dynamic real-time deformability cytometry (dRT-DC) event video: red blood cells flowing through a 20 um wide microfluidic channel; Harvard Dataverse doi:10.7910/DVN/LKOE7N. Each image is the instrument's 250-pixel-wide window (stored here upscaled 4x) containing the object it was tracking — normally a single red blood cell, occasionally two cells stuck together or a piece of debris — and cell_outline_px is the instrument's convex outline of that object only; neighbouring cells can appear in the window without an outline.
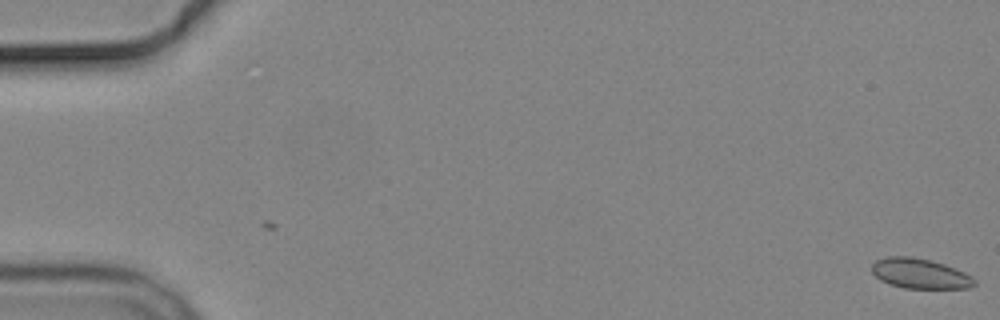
{"species": "common noctule bat (a hibernating species)", "species_latin": "Nyctalus noctula", "temperature_condition": "cold", "stored_images_in_passage": 2, "camera_frame_rate_fps": 3000, "um_per_image_px": 0.085, "animal": {"sex": "male", "body_mass_g": 19.2, "forearm_length_mm": 51.8}, "frame": {"image": 1, "passage_image": 2, "time_ms": 1.0, "image_size_px": [1000, 320], "cell_outline_px": [[976, 284], [968, 288], [904, 288], [888, 284], [880, 280], [872, 272], [872, 264], [876, 260], [888, 256], [912, 256], [944, 264], [956, 268], [972, 276], [976, 280]], "centroid_in_image_um": [78.19, 23.25], "position_along_channel_um": 6.8, "area_um2": 18.03}}